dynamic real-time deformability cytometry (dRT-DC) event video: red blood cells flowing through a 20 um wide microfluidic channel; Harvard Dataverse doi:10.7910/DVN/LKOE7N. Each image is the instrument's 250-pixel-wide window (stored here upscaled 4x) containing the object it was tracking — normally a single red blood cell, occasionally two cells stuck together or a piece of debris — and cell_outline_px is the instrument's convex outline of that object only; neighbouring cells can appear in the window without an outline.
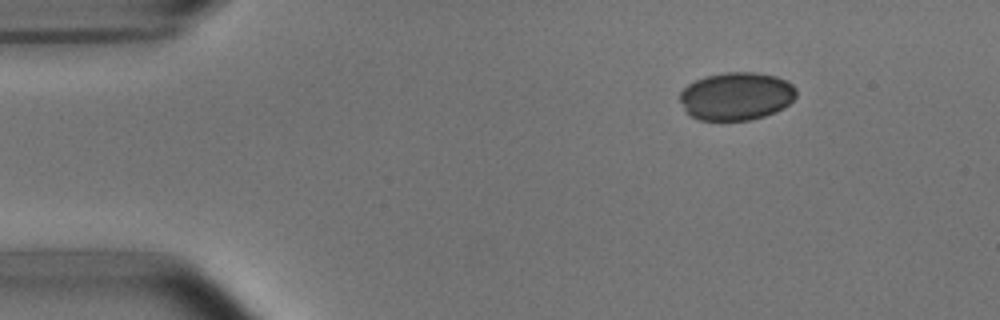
{"species": "common noctule bat (a hibernating species)", "species_latin": "Nyctalus noctula", "temperature_condition": "room temperature", "stored_images_in_passage": 4, "camera_frame_rate_fps": 3000, "um_per_image_px": 0.085, "animal": {"sex": "male", "body_mass_g": 15.6}, "frame": {"image": 1, "passage_image": 1, "time_ms": 0.0, "image_size_px": [1000, 320], "cell_outline_px": [[796, 96], [784, 108], [776, 112], [752, 120], [700, 120], [684, 112], [680, 100], [680, 92], [688, 84], [704, 76], [724, 72], [756, 72], [776, 76], [788, 80], [796, 88]], "centroid_in_image_um": [62.59, 8.17], "position_along_channel_um": 22.4, "area_um2": 32.89}}
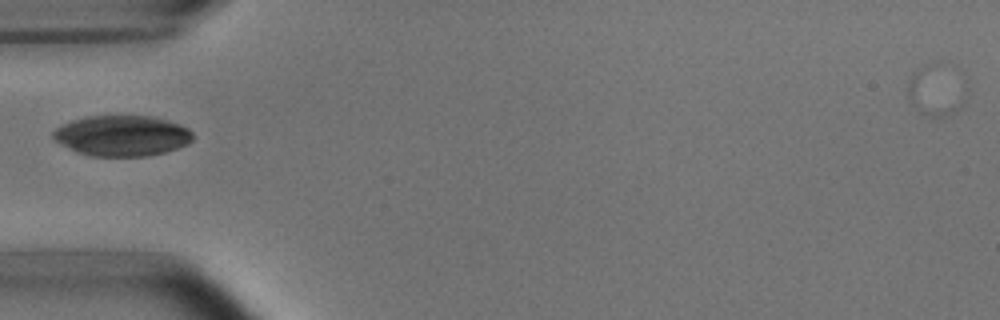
{"frame": {"image": 2, "passage_image": 3, "time_ms": 3.333, "image_size_px": [1000, 320], "cell_outline_px": [[192, 140], [188, 144], [164, 152], [148, 156], [92, 156], [76, 152], [60, 144], [52, 136], [52, 132], [60, 124], [72, 120], [88, 116], [152, 116], [168, 120], [180, 124], [188, 128], [192, 132]], "centroid_in_image_um": [10.35, 11.53], "position_along_channel_um": 74.6, "area_um2": 33.18}}